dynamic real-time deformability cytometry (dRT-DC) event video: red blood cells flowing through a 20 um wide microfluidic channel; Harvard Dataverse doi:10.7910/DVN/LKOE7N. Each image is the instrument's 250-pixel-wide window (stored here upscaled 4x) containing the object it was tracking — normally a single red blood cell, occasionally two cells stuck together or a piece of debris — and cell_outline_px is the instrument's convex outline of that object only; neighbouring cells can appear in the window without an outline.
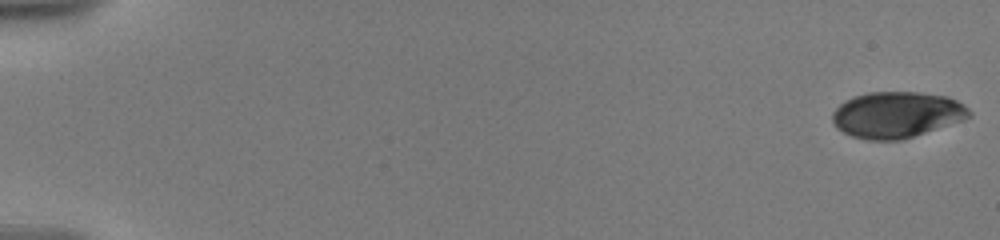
{"species": "human", "species_latin": "Homo sapiens", "temperature_condition": "warm", "stored_images_in_passage": 65, "camera_frame_rate_fps": 3000, "um_per_image_px": 0.085, "donor": {"sex": "male"}, "frame": {"image": 1, "passage_image": 1, "time_ms": 0.0, "image_size_px": [1000, 240], "cell_outline_px": [[972, 116], [964, 120], [900, 140], [868, 140], [852, 136], [836, 128], [832, 120], [832, 112], [844, 100], [852, 96], [868, 92], [916, 92], [948, 96], [964, 104], [972, 112]], "centroid_in_image_um": [76.22, 9.74], "position_along_channel_um": 8.8, "area_um2": 36.93}}
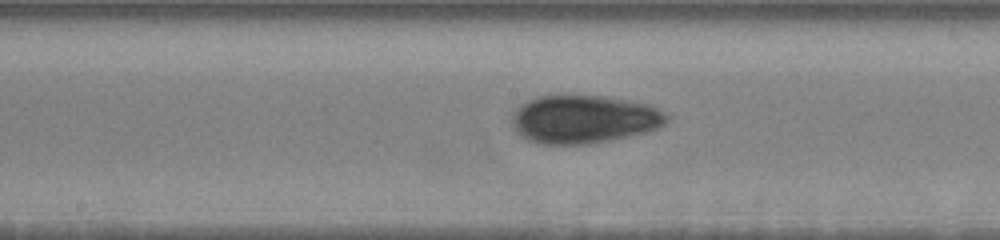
{"frame": {"image": 2, "passage_image": 39, "time_ms": 10.333, "image_size_px": [1000, 240], "cell_outline_px": [[668, 120], [660, 128], [648, 132], [588, 144], [536, 144], [520, 136], [516, 132], [512, 124], [512, 116], [520, 104], [536, 96], [568, 92], [600, 96], [628, 100], [652, 104], [664, 112], [668, 116]], "centroid_in_image_um": [49.61, 10.1], "position_along_channel_um": 198.6, "area_um2": 44.56}}
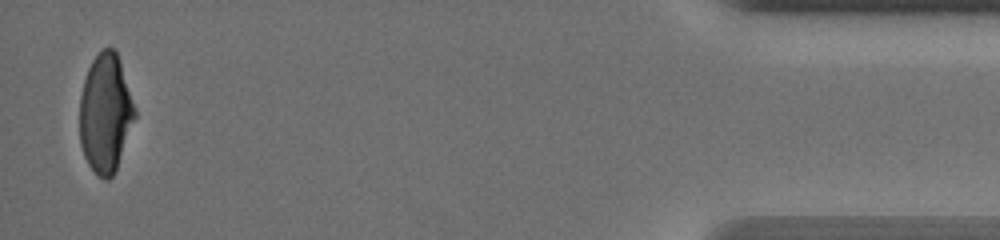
{"frame": {"image": 3, "passage_image": 65, "time_ms": 18.667, "image_size_px": [1000, 240], "cell_outline_px": [[136, 116], [116, 168], [112, 176], [108, 180], [104, 180], [88, 164], [84, 156], [80, 144], [80, 96], [84, 80], [88, 68], [92, 60], [104, 48], [112, 48], [116, 52], [136, 108]], "centroid_in_image_um": [8.96, 9.63], "position_along_channel_um": 426.2, "area_um2": 37.69}, "authors_computed_cell_mechanics": {"area_um2": 40.5178, "velocity_mm_per_s": 3.5798, "shape_relaxation_time_tau1_ms": 4.8143, "shape_relaxation_time_tau2_ms": 1.7198, "deformation_change_tau1": 0.1615, "deformation_change_tau2": 0.0542}}